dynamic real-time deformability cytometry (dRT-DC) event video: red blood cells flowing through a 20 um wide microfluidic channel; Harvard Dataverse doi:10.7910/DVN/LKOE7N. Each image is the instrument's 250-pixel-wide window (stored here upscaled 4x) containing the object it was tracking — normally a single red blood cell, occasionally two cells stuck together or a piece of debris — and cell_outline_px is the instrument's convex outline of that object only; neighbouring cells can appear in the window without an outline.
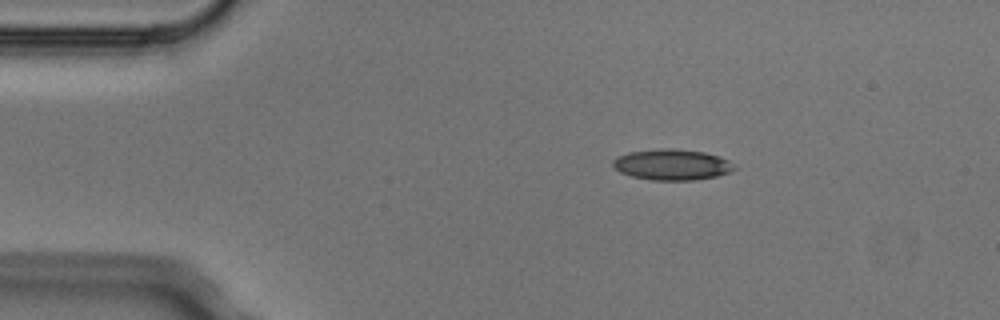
{"species": "Egyptian fruit bat (a non-hibernating species)", "species_latin": "Rousettus aegyptiacus", "temperature_condition": "cold", "stored_images_in_passage": 5, "camera_frame_rate_fps": 3000, "um_per_image_px": 0.085, "animal": {"sex": "male"}, "frame": {"image": 1, "passage_image": 2, "time_ms": 0.333, "image_size_px": [1000, 320], "cell_outline_px": [[736, 168], [732, 172], [716, 176], [692, 180], [652, 180], [632, 176], [620, 172], [612, 164], [612, 160], [616, 156], [628, 152], [660, 148], [668, 148], [704, 152], [728, 160], [736, 164]], "centroid_in_image_um": [57.12, 13.99], "position_along_channel_um": 27.9, "area_um2": 21.85}}
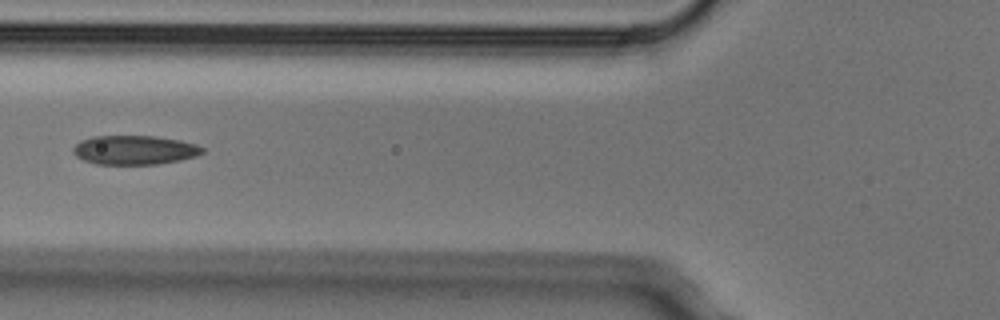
{"frame": {"image": 2, "passage_image": 5, "time_ms": 1.333, "image_size_px": [1000, 320], "cell_outline_px": [[204, 152], [196, 156], [180, 160], [156, 164], [96, 164], [84, 160], [76, 156], [72, 152], [72, 148], [80, 140], [92, 136], [156, 136], [180, 140], [196, 144], [204, 148]], "centroid_in_image_um": [11.42, 12.74], "position_along_channel_um": 114.4, "area_um2": 22.02}}